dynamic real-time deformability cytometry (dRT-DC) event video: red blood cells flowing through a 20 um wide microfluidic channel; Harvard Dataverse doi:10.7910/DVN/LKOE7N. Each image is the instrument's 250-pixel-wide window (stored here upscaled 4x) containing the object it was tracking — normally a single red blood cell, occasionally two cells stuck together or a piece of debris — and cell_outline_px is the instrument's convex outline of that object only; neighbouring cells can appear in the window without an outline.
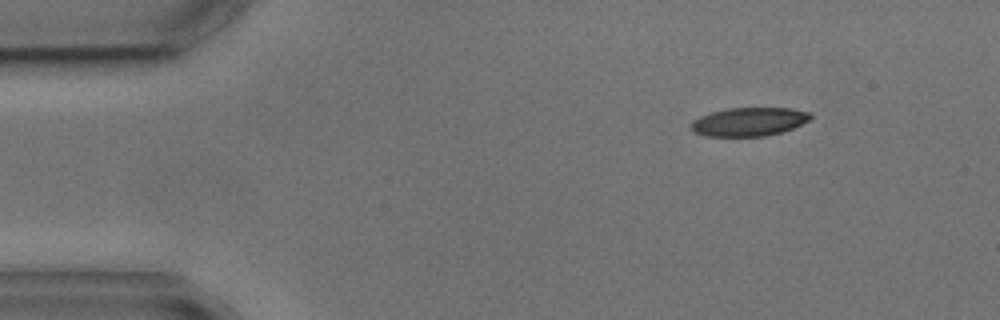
{"species": "common noctule bat (a hibernating species)", "species_latin": "Nyctalus noctula", "temperature_condition": "cold", "stored_images_in_passage": 4, "camera_frame_rate_fps": 3000, "um_per_image_px": 0.085, "animal": {"sex": "male", "body_mass_g": 17.9, "forearm_length_mm": 54.2}, "frame": {"image": 1, "passage_image": 4, "time_ms": 6.0, "image_size_px": [1000, 320], "cell_outline_px": [[812, 116], [808, 120], [792, 128], [780, 132], [764, 136], [704, 136], [692, 132], [692, 120], [700, 116], [712, 112], [728, 108], [792, 108], [812, 112]], "centroid_in_image_um": [63.65, 10.34], "position_along_channel_um": 21.3, "area_um2": 19.83}}